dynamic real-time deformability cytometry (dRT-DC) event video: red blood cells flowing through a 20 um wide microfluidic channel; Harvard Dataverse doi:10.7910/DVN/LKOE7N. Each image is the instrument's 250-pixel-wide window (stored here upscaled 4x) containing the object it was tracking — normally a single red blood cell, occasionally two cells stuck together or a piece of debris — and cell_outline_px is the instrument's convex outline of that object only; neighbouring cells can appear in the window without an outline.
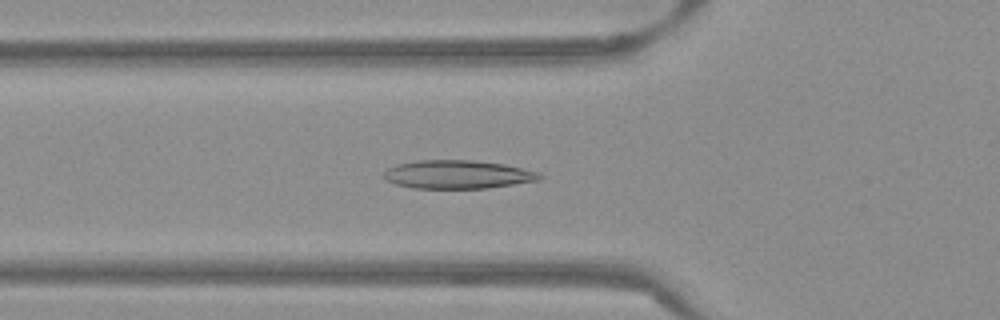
{"species": "Egyptian fruit bat (a non-hibernating species)", "species_latin": "Rousettus aegyptiacus", "temperature_condition": "warm", "stored_images_in_passage": 51, "camera_frame_rate_fps": 3000, "um_per_image_px": 0.085, "frame": {"image": 1, "passage_image": 17, "time_ms": 5.333, "image_size_px": [1000, 320], "cell_outline_px": [[544, 176], [540, 180], [488, 188], [412, 188], [396, 184], [388, 180], [384, 176], [384, 172], [388, 168], [396, 164], [420, 160], [472, 160], [504, 164], [540, 172]], "centroid_in_image_um": [38.94, 14.83], "position_along_channel_um": 86.9, "area_um2": 25.78}}
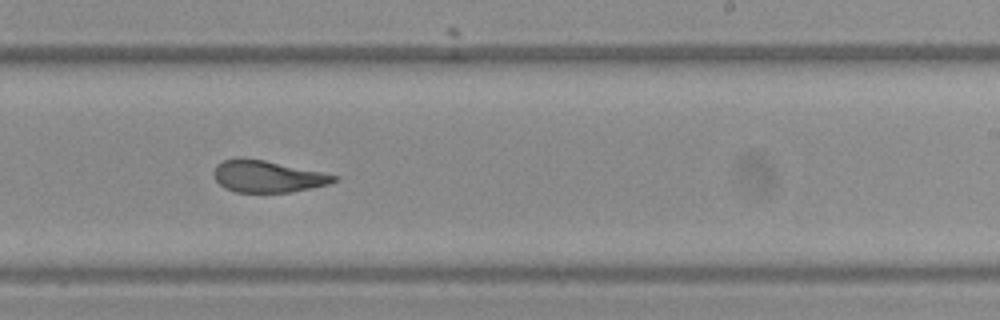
{"frame": {"image": 2, "passage_image": 31, "time_ms": 10.0, "image_size_px": [1000, 320], "cell_outline_px": [[340, 180], [328, 184], [312, 188], [288, 192], [236, 192], [224, 188], [216, 180], [212, 172], [216, 164], [224, 160], [240, 156], [264, 160], [340, 176]], "centroid_in_image_um": [22.72, 14.98], "position_along_channel_um": 266.3, "area_um2": 22.43}}
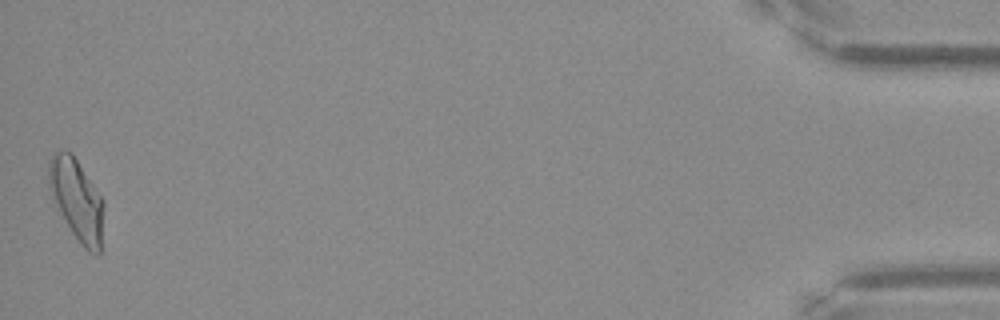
{"frame": {"image": 3, "passage_image": 51, "time_ms": 16.667, "image_size_px": [1000, 320], "cell_outline_px": [[104, 204], [100, 256], [96, 256], [88, 252], [80, 244], [72, 232], [52, 200], [48, 180], [48, 160], [52, 152], [72, 152], [104, 200]], "centroid_in_image_um": [6.53, 16.99], "position_along_channel_um": 428.7, "area_um2": 26.36}, "authors_computed_cell_mechanics": {"area_um2": 24.1026, "velocity_mm_per_s": 3.8321, "shape_relaxation_time_tau1_ms": null, "shape_relaxation_time_tau2_ms": 1.7313, "deformation_change_tau1": null, "deformation_change_tau2": 0.0897}}